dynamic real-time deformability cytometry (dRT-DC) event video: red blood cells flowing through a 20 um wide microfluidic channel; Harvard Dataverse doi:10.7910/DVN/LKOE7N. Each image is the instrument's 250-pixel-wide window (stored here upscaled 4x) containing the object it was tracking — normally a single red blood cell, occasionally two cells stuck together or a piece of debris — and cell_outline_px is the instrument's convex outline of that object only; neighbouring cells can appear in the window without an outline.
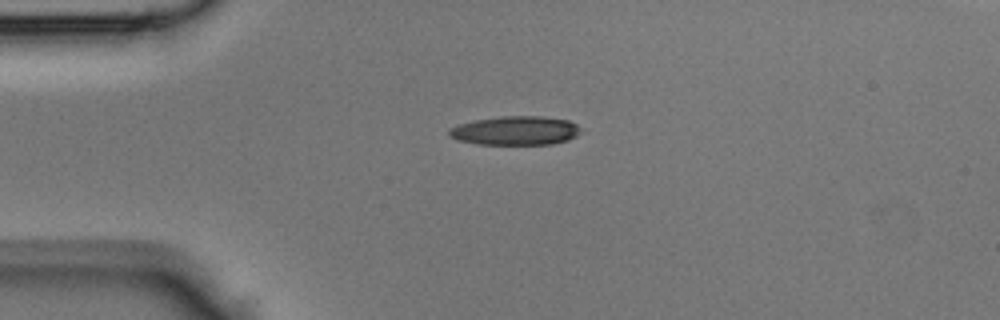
{"species": "Egyptian fruit bat (a non-hibernating species)", "species_latin": "Rousettus aegyptiacus", "temperature_condition": "room temperature", "stored_images_in_passage": 35, "camera_frame_rate_fps": 3000, "um_per_image_px": 0.085, "animal": {"sex": "male"}, "frame": {"image": 1, "passage_image": 1, "time_ms": 0.0, "image_size_px": [1000, 320], "cell_outline_px": [[580, 132], [576, 136], [568, 140], [552, 144], [476, 144], [456, 140], [448, 136], [448, 128], [460, 124], [476, 120], [500, 116], [540, 116], [568, 120], [576, 124], [580, 128]], "centroid_in_image_um": [43.78, 11.11], "position_along_channel_um": 41.2, "area_um2": 22.25}}
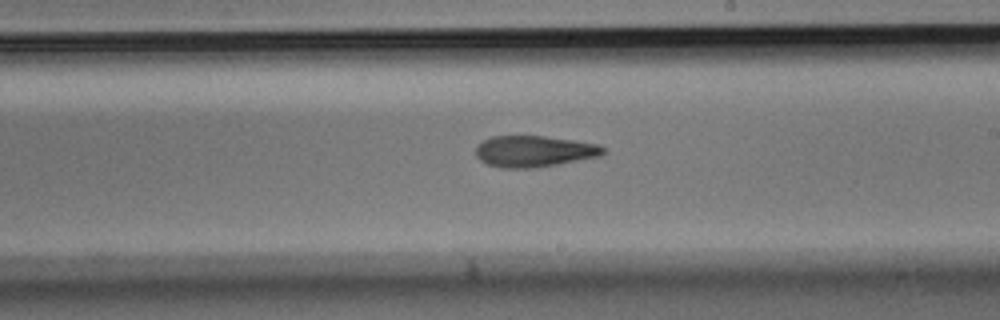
{"frame": {"image": 2, "passage_image": 16, "time_ms": 5.0, "image_size_px": [1000, 320], "cell_outline_px": [[604, 152], [600, 156], [536, 168], [500, 168], [488, 164], [480, 160], [476, 156], [476, 148], [484, 140], [492, 136], [544, 136], [572, 140], [596, 144], [604, 148]], "centroid_in_image_um": [45.37, 12.87], "position_along_channel_um": 243.6, "area_um2": 23.0}}
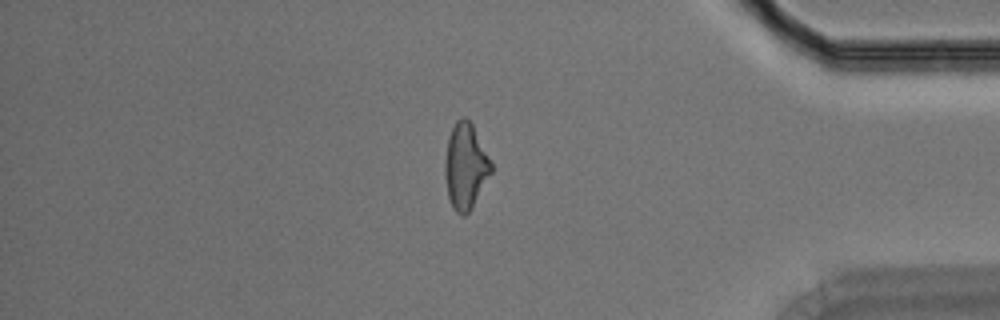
{"frame": {"image": 3, "passage_image": 28, "time_ms": 9.0, "image_size_px": [1000, 320], "cell_outline_px": [[492, 172], [472, 208], [464, 216], [460, 216], [452, 208], [448, 196], [444, 172], [444, 164], [448, 136], [456, 120], [464, 116], [472, 124], [492, 164]], "centroid_in_image_um": [39.55, 14.16], "position_along_channel_um": 395.7, "area_um2": 23.06}}